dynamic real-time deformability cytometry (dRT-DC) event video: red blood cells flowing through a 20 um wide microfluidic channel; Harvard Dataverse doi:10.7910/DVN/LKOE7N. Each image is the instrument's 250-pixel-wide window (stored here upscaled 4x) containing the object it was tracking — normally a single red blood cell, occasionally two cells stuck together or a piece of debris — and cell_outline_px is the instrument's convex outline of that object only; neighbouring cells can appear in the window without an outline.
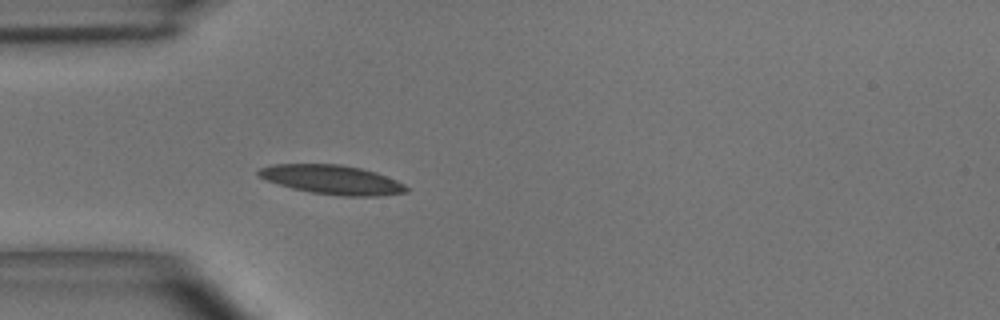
{"species": "common noctule bat (a hibernating species)", "species_latin": "Nyctalus noctula", "temperature_condition": "room temperature", "stored_images_in_passage": 4, "camera_frame_rate_fps": 3000, "um_per_image_px": 0.085, "animal": {"sex": "male", "body_mass_g": 15.6}, "frame": {"image": 1, "passage_image": 4, "time_ms": 1.0, "image_size_px": [1000, 320], "cell_outline_px": [[408, 192], [376, 196], [340, 196], [312, 192], [292, 188], [256, 176], [256, 172], [260, 168], [272, 164], [340, 164], [360, 168], [376, 172], [396, 180], [404, 184], [408, 188]], "centroid_in_image_um": [28.22, 15.27], "position_along_channel_um": 56.8, "area_um2": 25.03}}